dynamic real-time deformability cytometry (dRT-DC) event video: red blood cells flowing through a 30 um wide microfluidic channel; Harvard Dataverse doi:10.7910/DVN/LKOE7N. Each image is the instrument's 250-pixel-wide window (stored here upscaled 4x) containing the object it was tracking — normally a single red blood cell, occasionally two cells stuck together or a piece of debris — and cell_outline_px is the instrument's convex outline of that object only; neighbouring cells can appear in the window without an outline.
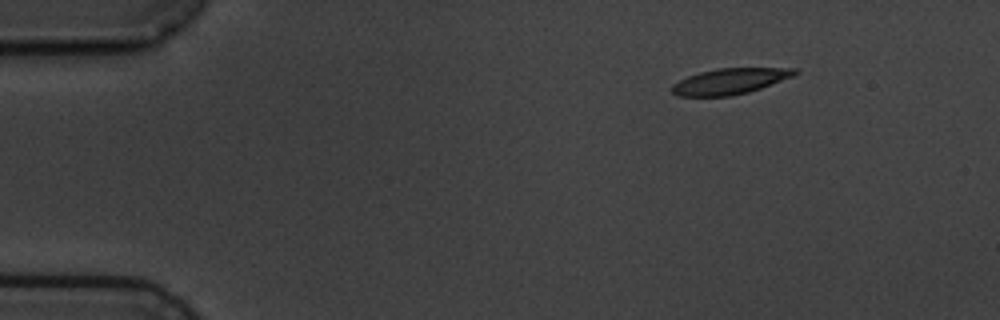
{"species": "common noctule bat (a hibernating species)", "species_latin": "Nyctalus noctula", "temperature_condition": "cold", "stored_images_in_passage": 12, "camera_frame_rate_fps": 3000, "um_per_image_px": 0.085, "animal": {"sex": "male", "body_mass_g": 19.5, "forearm_length_mm": 54.6}, "frame": {"image": 1, "passage_image": 1, "time_ms": 0.0, "image_size_px": [1000, 320], "cell_outline_px": [[800, 72], [792, 76], [760, 88], [748, 92], [732, 96], [676, 96], [672, 92], [672, 84], [688, 76], [700, 72], [716, 68], [796, 68]], "centroid_in_image_um": [62.02, 6.9], "position_along_channel_um": 23.0, "area_um2": 18.38}}
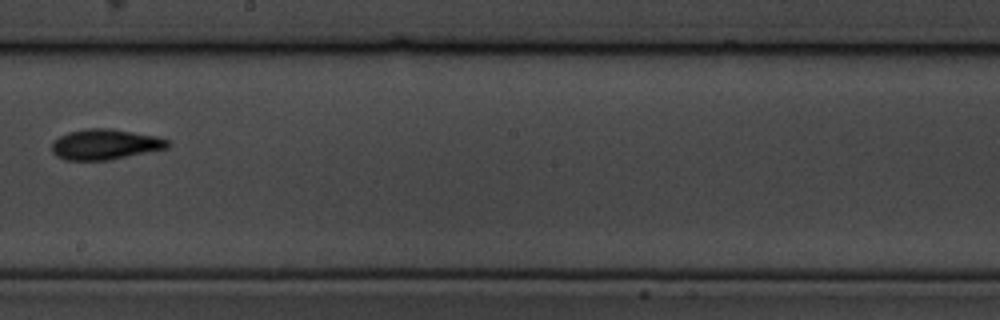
{"frame": {"image": 2, "passage_image": 7, "time_ms": 8.333, "image_size_px": [1000, 320], "cell_outline_px": [[168, 148], [108, 160], [64, 160], [56, 156], [52, 152], [52, 144], [60, 136], [68, 132], [84, 128], [112, 128], [156, 136], [168, 140]], "centroid_in_image_um": [8.91, 12.26], "position_along_channel_um": 239.3, "area_um2": 20.52}}
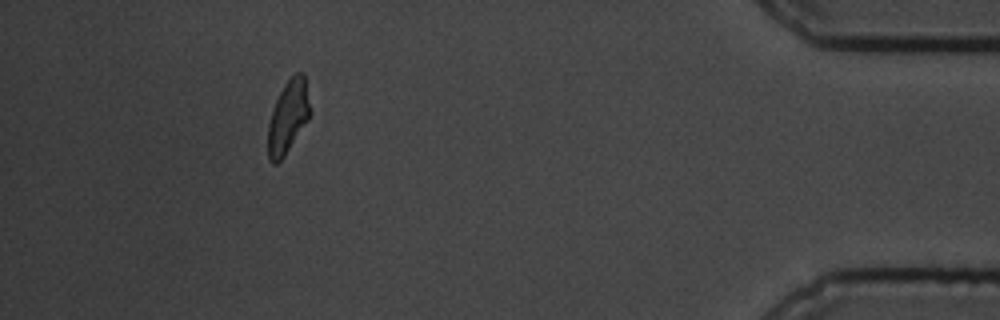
{"frame": {"image": 3, "passage_image": 12, "time_ms": 14.667, "image_size_px": [1000, 320], "cell_outline_px": [[312, 112], [308, 120], [284, 156], [276, 164], [272, 164], [268, 160], [268, 124], [272, 108], [284, 84], [296, 72], [304, 72]], "centroid_in_image_um": [24.5, 9.92], "position_along_channel_um": 410.7, "area_um2": 18.03}, "authors_computed_cell_mechanics": {"area_um2": 19.5075, "velocity_mm_per_s": 3.567, "shape_relaxation_time_tau1_ms": 3.8792, "shape_relaxation_time_tau2_ms": 2.4406, "deformation_change_tau1": 0.1444, "deformation_change_tau2": 0.0957}}